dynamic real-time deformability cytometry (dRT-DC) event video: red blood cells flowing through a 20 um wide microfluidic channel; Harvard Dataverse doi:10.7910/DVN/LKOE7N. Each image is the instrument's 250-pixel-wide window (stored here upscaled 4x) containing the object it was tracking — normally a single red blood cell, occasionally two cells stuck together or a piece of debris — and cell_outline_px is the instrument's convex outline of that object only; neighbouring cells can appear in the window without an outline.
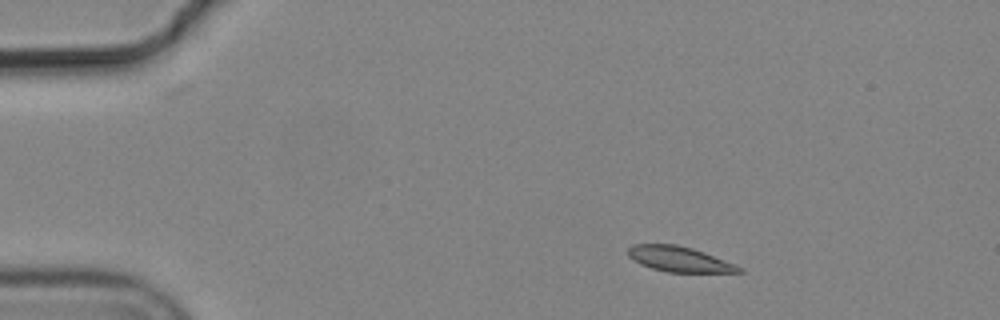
{"species": "common noctule bat (a hibernating species)", "species_latin": "Nyctalus noctula", "temperature_condition": "cold", "stored_images_in_passage": 4, "camera_frame_rate_fps": 3000, "um_per_image_px": 0.085, "animal": {"sex": "male", "body_mass_g": 19.2, "forearm_length_mm": 51.8}, "frame": {"image": 1, "passage_image": 2, "time_ms": 0.333, "image_size_px": [1000, 320], "cell_outline_px": [[744, 272], [668, 272], [652, 268], [640, 264], [632, 260], [628, 256], [628, 248], [632, 244], [676, 244], [692, 248], [704, 252], [744, 268]], "centroid_in_image_um": [57.71, 22.02], "position_along_channel_um": 27.3, "area_um2": 16.3}}